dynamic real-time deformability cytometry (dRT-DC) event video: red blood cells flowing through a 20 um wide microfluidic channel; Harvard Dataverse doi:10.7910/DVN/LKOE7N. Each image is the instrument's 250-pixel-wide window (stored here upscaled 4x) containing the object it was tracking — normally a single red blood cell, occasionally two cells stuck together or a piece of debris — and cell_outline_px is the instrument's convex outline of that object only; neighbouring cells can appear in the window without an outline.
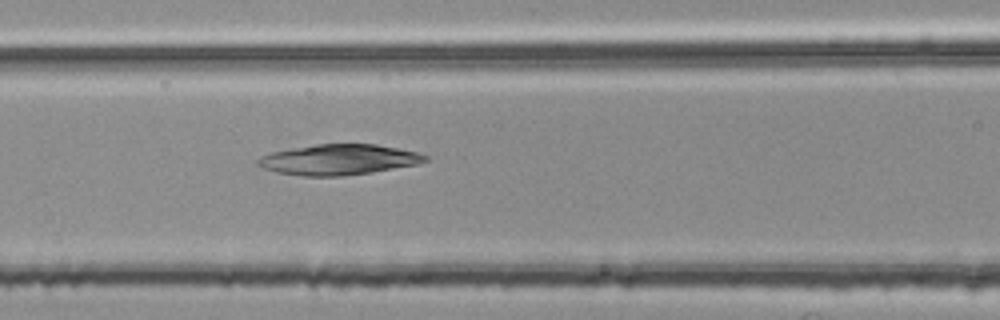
{"species": "common noctule bat (a hibernating species)", "species_latin": "Nyctalus noctula", "temperature_condition": "room temperature", "stored_images_in_passage": 40, "camera_frame_rate_fps": 3000, "um_per_image_px": 0.085, "animal": {"sex": "female", "body_mass_g": 25.1}, "frame": {"image": 1, "passage_image": 17, "time_ms": 5.333, "image_size_px": [1000, 320], "cell_outline_px": [[428, 160], [416, 164], [372, 172], [340, 176], [304, 176], [276, 172], [264, 168], [256, 164], [256, 160], [260, 156], [272, 152], [292, 148], [316, 144], [376, 144], [416, 152], [428, 156]], "centroid_in_image_um": [28.75, 13.57], "position_along_channel_um": 137.9, "area_um2": 29.54}}
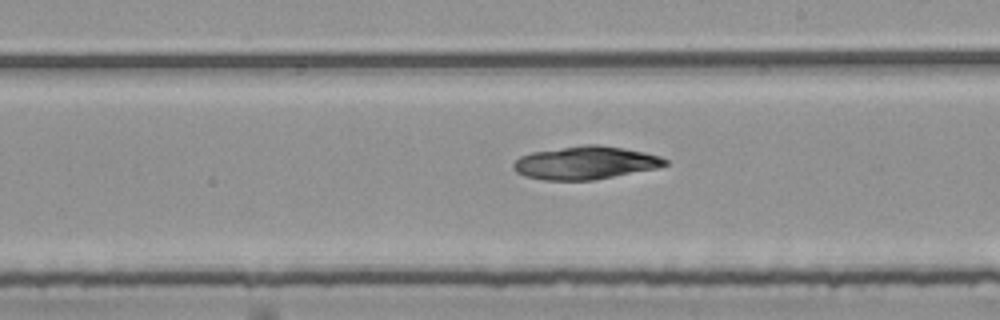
{"frame": {"image": 2, "passage_image": 25, "time_ms": 8.0, "image_size_px": [1000, 320], "cell_outline_px": [[668, 164], [660, 168], [592, 180], [544, 180], [524, 176], [516, 172], [512, 168], [512, 164], [520, 156], [532, 152], [584, 144], [596, 144], [624, 148], [644, 152], [660, 156], [668, 160]], "centroid_in_image_um": [49.77, 13.84], "position_along_channel_um": 239.2, "area_um2": 29.36}}
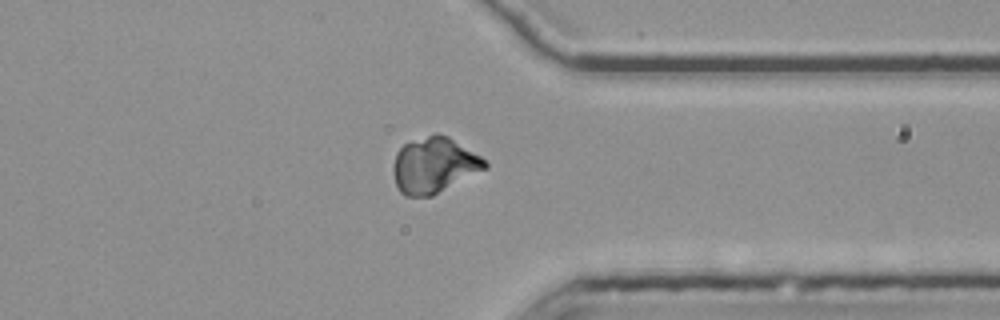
{"frame": {"image": 3, "passage_image": 36, "time_ms": 11.667, "image_size_px": [1000, 320], "cell_outline_px": [[488, 168], [432, 196], [404, 196], [400, 192], [396, 184], [392, 168], [396, 152], [404, 144], [436, 132], [448, 136], [480, 156], [488, 164]], "centroid_in_image_um": [36.89, 14.05], "position_along_channel_um": 374.5, "area_um2": 29.71}}